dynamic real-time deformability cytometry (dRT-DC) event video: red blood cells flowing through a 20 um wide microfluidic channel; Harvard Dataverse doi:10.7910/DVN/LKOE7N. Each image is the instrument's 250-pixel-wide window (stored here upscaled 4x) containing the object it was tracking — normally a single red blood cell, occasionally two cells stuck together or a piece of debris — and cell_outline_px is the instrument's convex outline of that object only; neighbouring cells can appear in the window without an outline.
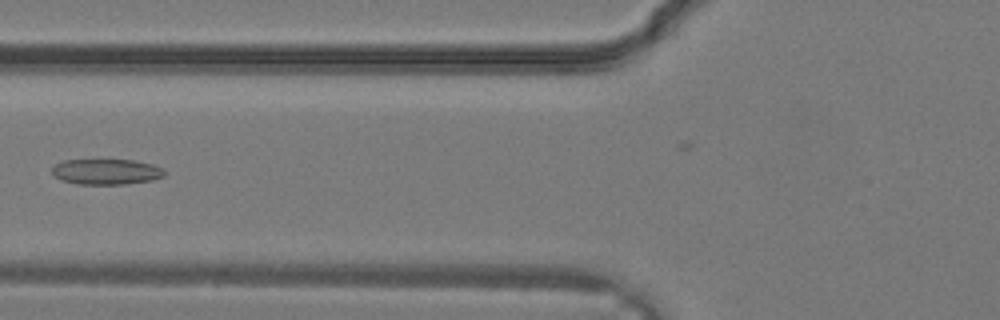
{"species": "common noctule bat (a hibernating species)", "species_latin": "Nyctalus noctula", "temperature_condition": "warm", "stored_images_in_passage": 33, "camera_frame_rate_fps": 3000, "um_per_image_px": 0.085, "animal": {"sex": "male", "body_mass_g": 19.2, "forearm_length_mm": 51.8}, "frame": {"image": 1, "passage_image": 13, "time_ms": 4.0, "image_size_px": [1000, 320], "cell_outline_px": [[164, 176], [152, 180], [124, 184], [76, 184], [52, 176], [52, 168], [56, 164], [64, 160], [132, 160], [152, 164], [164, 168]], "centroid_in_image_um": [9.03, 14.59], "position_along_channel_um": 116.8, "area_um2": 16.7}}
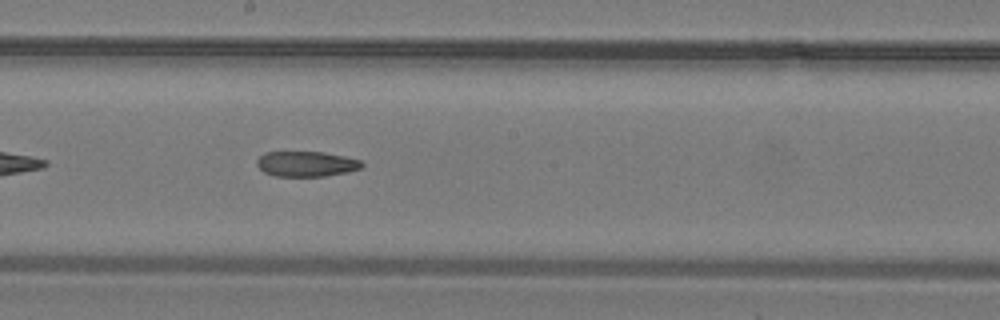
{"frame": {"image": 2, "passage_image": 18, "time_ms": 5.667, "image_size_px": [1000, 320], "cell_outline_px": [[364, 164], [360, 168], [348, 172], [324, 176], [276, 176], [264, 172], [256, 164], [256, 160], [264, 152], [324, 152], [344, 156], [360, 160]], "centroid_in_image_um": [26.03, 13.93], "position_along_channel_um": 222.2, "area_um2": 15.43}}
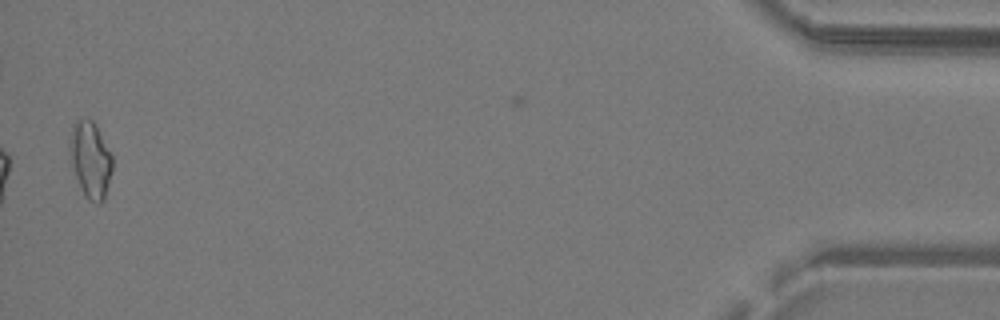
{"frame": {"image": 3, "passage_image": 32, "time_ms": 10.333, "image_size_px": [1000, 320], "cell_outline_px": [[112, 172], [104, 200], [100, 204], [96, 204], [88, 200], [84, 196], [76, 176], [68, 152], [72, 124], [76, 120], [92, 120], [96, 124], [112, 156]], "centroid_in_image_um": [7.69, 13.6], "position_along_channel_um": 427.5, "area_um2": 19.02}}